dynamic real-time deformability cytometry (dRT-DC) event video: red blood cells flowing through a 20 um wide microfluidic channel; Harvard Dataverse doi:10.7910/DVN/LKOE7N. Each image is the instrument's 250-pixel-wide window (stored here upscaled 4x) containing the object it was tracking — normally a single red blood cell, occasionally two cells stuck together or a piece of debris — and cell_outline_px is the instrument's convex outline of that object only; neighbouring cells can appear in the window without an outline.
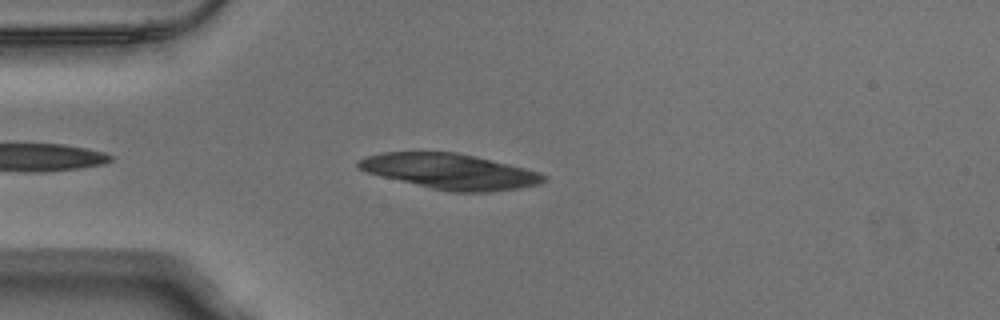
{"species": "Egyptian fruit bat (a non-hibernating species)", "species_latin": "Rousettus aegyptiacus", "temperature_condition": "warm", "stored_images_in_passage": 42, "camera_frame_rate_fps": 3000, "um_per_image_px": 0.085, "animal": {"sex": "male"}, "frame": {"image": 1, "passage_image": 4, "time_ms": 1.0, "image_size_px": [1000, 320], "cell_outline_px": [[548, 180], [540, 184], [520, 188], [488, 192], [448, 192], [368, 172], [356, 168], [356, 160], [364, 156], [380, 152], [456, 152], [476, 156], [524, 168], [548, 176]], "centroid_in_image_um": [38.25, 14.56], "position_along_channel_um": 46.7, "area_um2": 38.09}}